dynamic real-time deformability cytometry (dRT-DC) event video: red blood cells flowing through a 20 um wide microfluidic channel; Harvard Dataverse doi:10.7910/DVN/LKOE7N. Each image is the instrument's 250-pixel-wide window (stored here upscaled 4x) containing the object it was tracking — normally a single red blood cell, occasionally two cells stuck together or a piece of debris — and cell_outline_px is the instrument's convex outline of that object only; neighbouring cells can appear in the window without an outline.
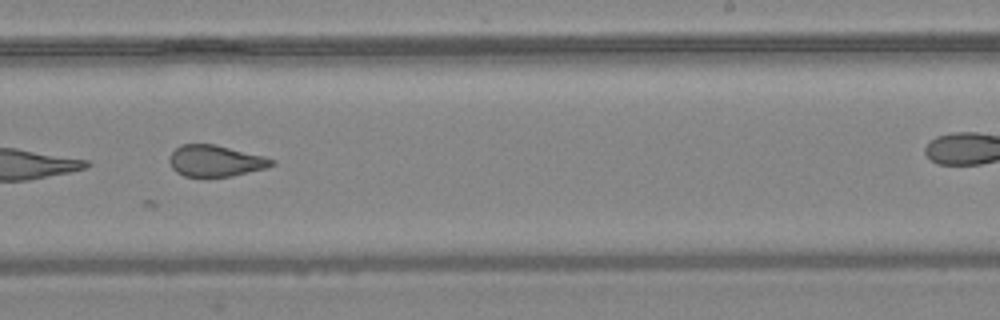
{"species": "common noctule bat (a hibernating species)", "species_latin": "Nyctalus noctula", "temperature_condition": "warm", "stored_images_in_passage": 11, "camera_frame_rate_fps": 3000, "um_per_image_px": 0.085, "animal": {"sex": "female", "body_mass_g": 24.6, "forearm_length_mm": 56.2}, "frame": {"image": 1, "passage_image": 9, "time_ms": 2.667, "image_size_px": [1000, 320], "cell_outline_px": [[276, 164], [268, 168], [232, 176], [184, 176], [176, 172], [172, 168], [168, 160], [172, 152], [180, 144], [216, 144], [264, 156], [276, 160]], "centroid_in_image_um": [18.34, 13.67], "position_along_channel_um": 270.7, "area_um2": 18.84}}